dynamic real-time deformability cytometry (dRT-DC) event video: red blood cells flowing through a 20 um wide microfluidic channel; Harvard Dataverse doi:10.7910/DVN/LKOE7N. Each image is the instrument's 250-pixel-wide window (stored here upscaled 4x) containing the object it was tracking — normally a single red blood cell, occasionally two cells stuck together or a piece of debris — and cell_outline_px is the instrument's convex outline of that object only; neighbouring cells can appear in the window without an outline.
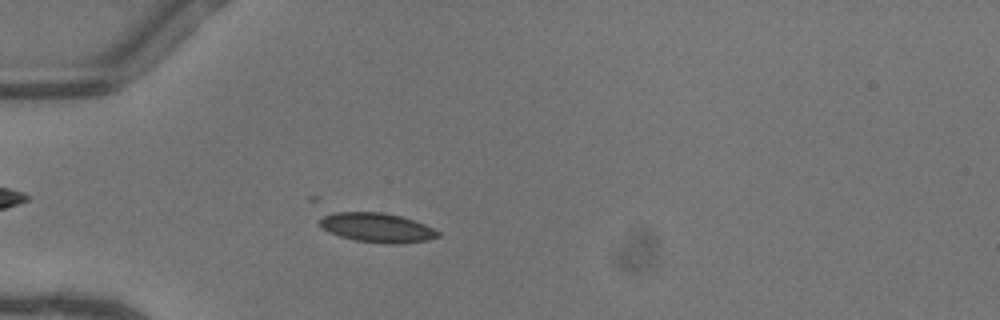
{"species": "common noctule bat (a hibernating species)", "species_latin": "Nyctalus noctula", "temperature_condition": "warm", "stored_images_in_passage": 49, "camera_frame_rate_fps": 3000, "um_per_image_px": 0.085, "animal": {"sex": "female"}, "frame": {"image": 1, "passage_image": 14, "time_ms": 4.333, "image_size_px": [1000, 320], "cell_outline_px": [[440, 236], [428, 240], [396, 244], [388, 244], [356, 240], [340, 236], [328, 232], [320, 224], [320, 220], [324, 216], [332, 212], [380, 212], [400, 216], [424, 224], [440, 232]], "centroid_in_image_um": [32.06, 19.35], "position_along_channel_um": 52.9, "area_um2": 20.0}}
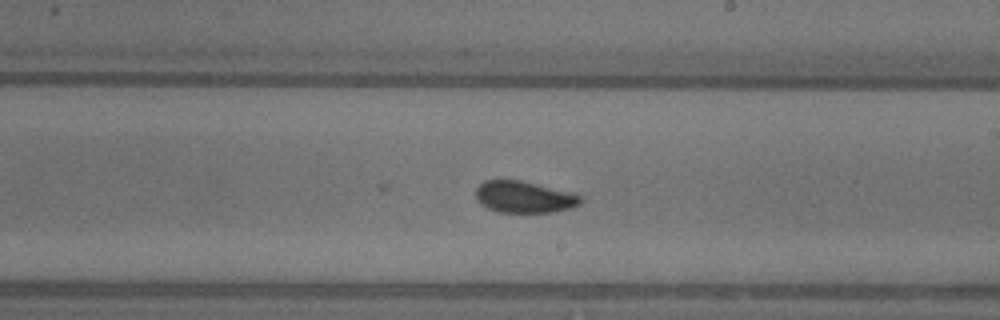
{"frame": {"image": 2, "passage_image": 29, "time_ms": 9.333, "image_size_px": [1000, 320], "cell_outline_px": [[584, 200], [580, 204], [572, 208], [552, 212], [496, 212], [480, 204], [476, 200], [476, 188], [484, 180], [520, 180], [576, 192]], "centroid_in_image_um": [44.59, 16.74], "position_along_channel_um": 244.4, "area_um2": 19.71}}
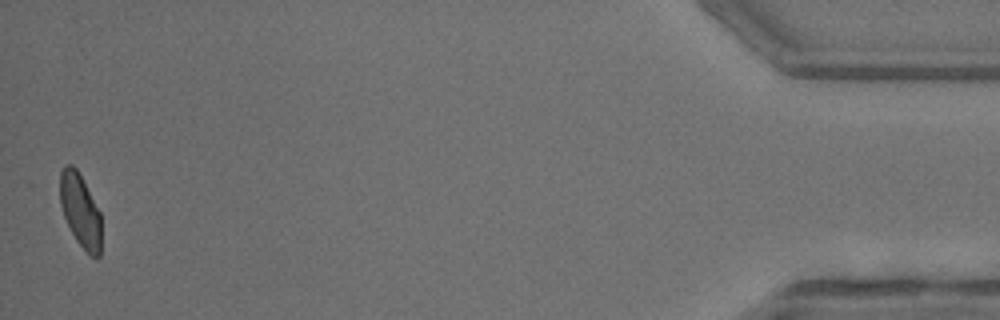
{"frame": {"image": 3, "passage_image": 49, "time_ms": 16.0, "image_size_px": [1000, 320], "cell_outline_px": [[100, 256], [96, 260], [76, 240], [64, 216], [60, 204], [60, 172], [64, 164], [72, 164], [76, 168], [100, 212]], "centroid_in_image_um": [6.81, 17.87], "position_along_channel_um": 428.4, "area_um2": 17.34}}